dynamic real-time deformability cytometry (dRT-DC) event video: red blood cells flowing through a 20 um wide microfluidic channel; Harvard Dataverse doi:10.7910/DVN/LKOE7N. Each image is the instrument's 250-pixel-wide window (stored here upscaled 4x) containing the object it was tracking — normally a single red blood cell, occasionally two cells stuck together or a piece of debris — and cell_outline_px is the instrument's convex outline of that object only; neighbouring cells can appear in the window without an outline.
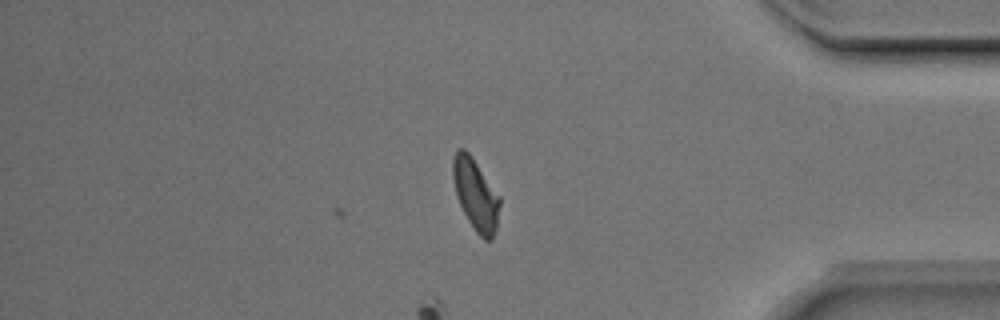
{"species": "Egyptian fruit bat (a non-hibernating species)", "species_latin": "Rousettus aegyptiacus", "temperature_condition": "room temperature", "stored_images_in_passage": 39, "camera_frame_rate_fps": 3000, "um_per_image_px": 0.085, "animal": {"sex": "male"}, "frame": {"image": 1, "passage_image": 39, "time_ms": 12.667, "image_size_px": [1000, 320], "cell_outline_px": [[500, 204], [496, 228], [492, 240], [484, 240], [476, 232], [468, 220], [456, 196], [452, 176], [452, 160], [456, 148], [464, 148], [472, 156], [500, 196]], "centroid_in_image_um": [40.42, 16.5], "position_along_channel_um": 394.8, "area_um2": 19.59}}